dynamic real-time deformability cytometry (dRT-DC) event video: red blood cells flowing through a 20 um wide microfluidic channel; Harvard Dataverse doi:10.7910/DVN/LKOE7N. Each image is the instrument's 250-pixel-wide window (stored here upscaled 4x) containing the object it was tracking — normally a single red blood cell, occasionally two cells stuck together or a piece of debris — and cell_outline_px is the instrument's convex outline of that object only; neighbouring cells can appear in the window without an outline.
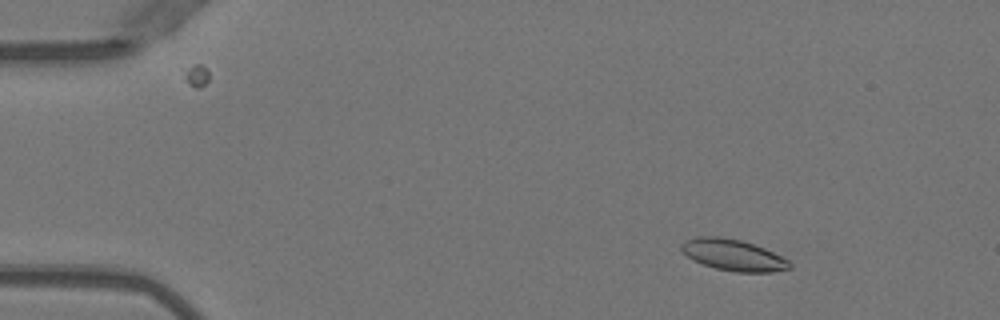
{"species": "Egyptian fruit bat (a non-hibernating species)", "species_latin": "Rousettus aegyptiacus", "temperature_condition": "warm", "stored_images_in_passage": 51, "camera_frame_rate_fps": 3000, "um_per_image_px": 0.085, "animal": {"sex": "female"}, "frame": {"image": 1, "passage_image": 7, "time_ms": 2.0, "image_size_px": [1000, 320], "cell_outline_px": [[792, 268], [772, 272], [736, 272], [716, 268], [692, 260], [680, 248], [680, 244], [684, 240], [696, 236], [720, 236], [740, 240], [764, 248], [788, 260], [792, 264]], "centroid_in_image_um": [62.3, 21.67], "position_along_channel_um": 22.7, "area_um2": 19.71}}
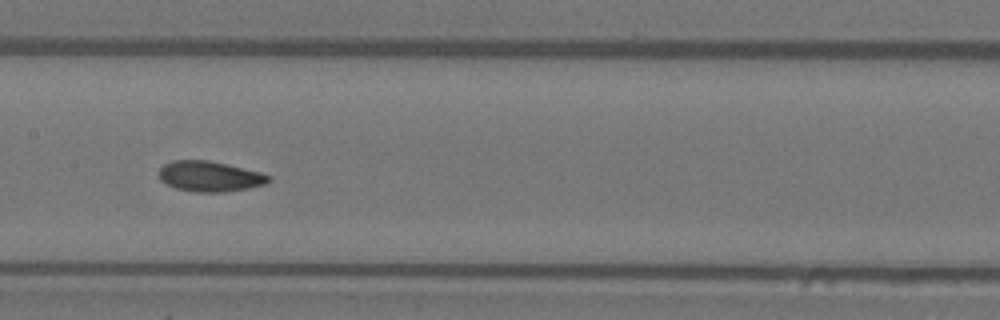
{"frame": {"image": 2, "passage_image": 26, "time_ms": 8.333, "image_size_px": [1000, 320], "cell_outline_px": [[272, 180], [268, 184], [248, 188], [224, 192], [196, 192], [176, 188], [160, 180], [160, 168], [164, 164], [172, 160], [208, 160], [260, 172], [272, 176]], "centroid_in_image_um": [17.87, 14.99], "position_along_channel_um": 189.5, "area_um2": 19.42}}
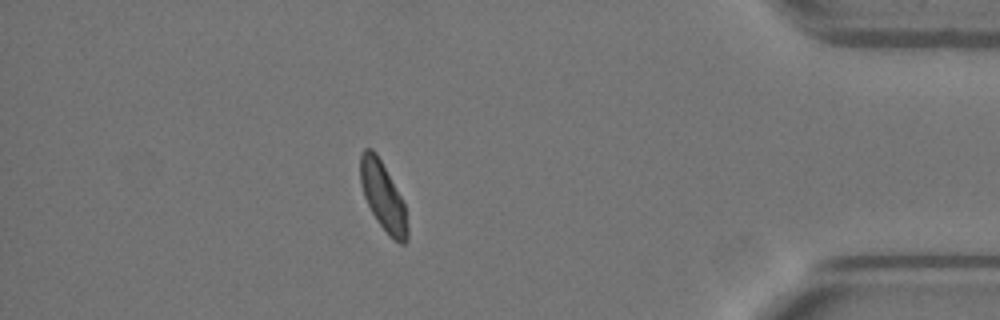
{"frame": {"image": 3, "passage_image": 45, "time_ms": 14.667, "image_size_px": [1000, 320], "cell_outline_px": [[408, 240], [404, 244], [400, 244], [392, 240], [376, 220], [364, 196], [360, 184], [360, 156], [364, 148], [372, 148], [376, 152], [400, 196], [404, 204], [408, 228]], "centroid_in_image_um": [32.55, 16.73], "position_along_channel_um": 402.7, "area_um2": 18.67}, "authors_computed_cell_mechanics": {"area_um2": 19.3052, "velocity_mm_per_s": 3.9945, "shape_relaxation_time_tau1_ms": 6.2149, "shape_relaxation_time_tau2_ms": 2.9529, "deformation_change_tau1": 0.1471, "deformation_change_tau2": 0.0828}}